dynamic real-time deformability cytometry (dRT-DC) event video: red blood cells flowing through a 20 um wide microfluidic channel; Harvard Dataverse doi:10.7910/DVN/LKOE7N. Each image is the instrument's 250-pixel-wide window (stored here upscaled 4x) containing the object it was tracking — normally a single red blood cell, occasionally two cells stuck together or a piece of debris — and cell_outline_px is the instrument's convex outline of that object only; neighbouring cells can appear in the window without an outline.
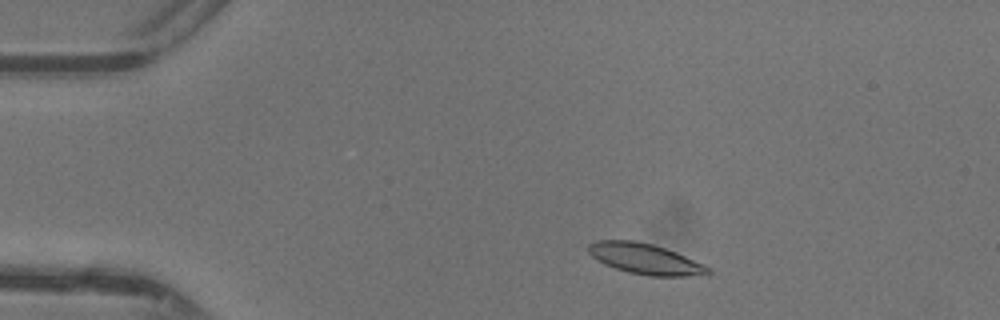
{"species": "common noctule bat (a hibernating species)", "species_latin": "Nyctalus noctula", "temperature_condition": "warm", "stored_images_in_passage": 43, "camera_frame_rate_fps": 3000, "um_per_image_px": 0.085, "animal": {"sex": "female"}, "frame": {"image": 1, "passage_image": 5, "time_ms": 1.333, "image_size_px": [1000, 320], "cell_outline_px": [[712, 272], [708, 276], [648, 276], [628, 272], [604, 264], [596, 260], [588, 252], [588, 244], [596, 240], [632, 240], [652, 244], [676, 252], [704, 264], [712, 268]], "centroid_in_image_um": [54.88, 22.02], "position_along_channel_um": 30.1, "area_um2": 21.62}}
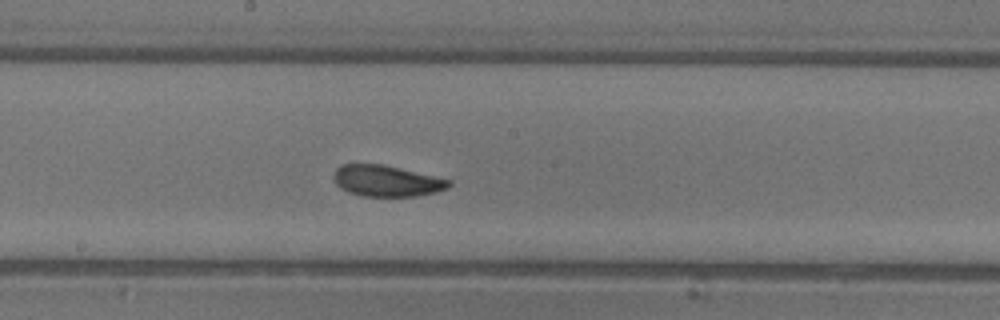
{"frame": {"image": 2, "passage_image": 22, "time_ms": 7.0, "image_size_px": [1000, 320], "cell_outline_px": [[452, 184], [448, 188], [436, 192], [416, 196], [360, 196], [348, 192], [340, 188], [336, 184], [332, 176], [336, 168], [340, 164], [384, 164], [452, 180]], "centroid_in_image_um": [32.85, 15.37], "position_along_channel_um": 215.4, "area_um2": 21.15}}
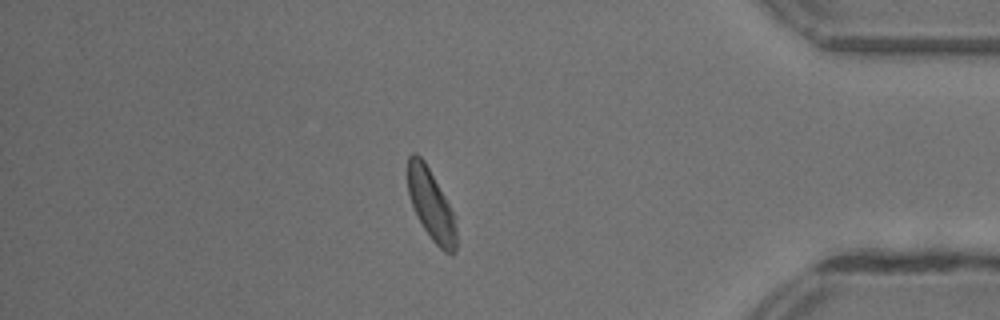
{"frame": {"image": 3, "passage_image": 37, "time_ms": 12.0, "image_size_px": [1000, 320], "cell_outline_px": [[456, 252], [452, 256], [444, 252], [432, 240], [424, 228], [412, 204], [408, 192], [408, 156], [412, 152], [416, 152], [424, 160], [456, 216]], "centroid_in_image_um": [36.67, 17.42], "position_along_channel_um": 398.5, "area_um2": 20.0}, "authors_computed_cell_mechanics": {"area_um2": 21.0392, "velocity_mm_per_s": 4.3656, "shape_relaxation_time_tau1_ms": 3.3197, "shape_relaxation_time_tau2_ms": 4.1513, "deformation_change_tau1": 0.112, "deformation_change_tau2": 0.1021}}